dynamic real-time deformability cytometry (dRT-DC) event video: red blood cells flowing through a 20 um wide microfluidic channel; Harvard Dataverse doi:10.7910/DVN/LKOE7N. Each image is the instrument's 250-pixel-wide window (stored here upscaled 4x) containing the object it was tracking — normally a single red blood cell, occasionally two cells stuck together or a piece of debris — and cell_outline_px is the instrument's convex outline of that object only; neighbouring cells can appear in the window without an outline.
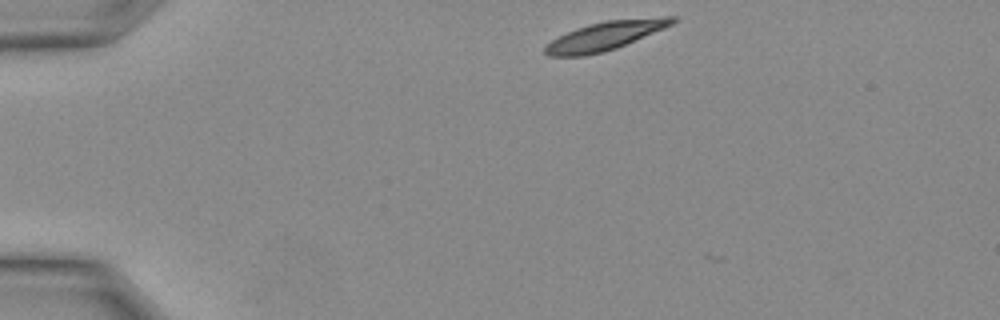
{"species": "Egyptian fruit bat (a non-hibernating species)", "species_latin": "Rousettus aegyptiacus", "temperature_condition": "warm", "stored_images_in_passage": 3, "camera_frame_rate_fps": 3000, "um_per_image_px": 0.085, "animal": {"sex": "female"}, "frame": {"image": 1, "passage_image": 1, "time_ms": 0.0, "image_size_px": [1000, 320], "cell_outline_px": [[676, 20], [672, 24], [664, 28], [616, 48], [604, 52], [584, 56], [548, 56], [544, 52], [544, 48], [552, 40], [576, 28], [588, 24], [608, 20], [664, 16], [676, 16]], "centroid_in_image_um": [51.44, 3.04], "position_along_channel_um": 33.6, "area_um2": 21.04}}